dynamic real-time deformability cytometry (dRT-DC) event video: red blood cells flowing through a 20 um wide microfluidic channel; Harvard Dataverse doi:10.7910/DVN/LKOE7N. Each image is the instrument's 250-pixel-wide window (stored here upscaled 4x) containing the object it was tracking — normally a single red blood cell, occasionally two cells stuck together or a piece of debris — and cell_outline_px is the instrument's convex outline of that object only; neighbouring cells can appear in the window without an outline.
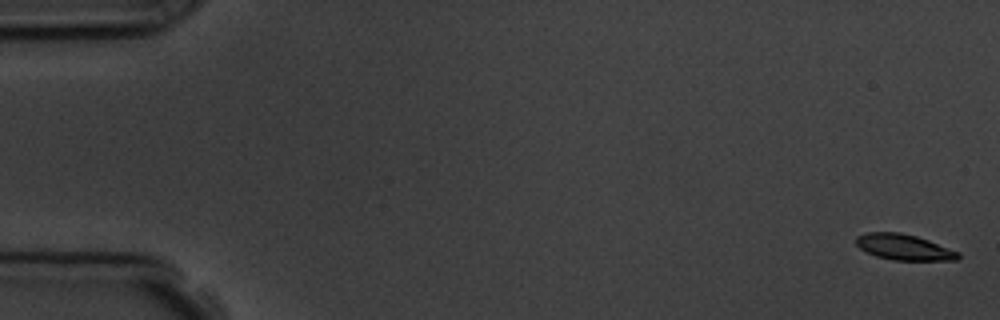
{"species": "common noctule bat (a hibernating species)", "species_latin": "Nyctalus noctula", "temperature_condition": "room temperature", "stored_images_in_passage": 5, "camera_frame_rate_fps": 3000, "um_per_image_px": 0.085, "animal": {"sex": "male", "body_mass_g": 19.5, "forearm_length_mm": 54.6}, "frame": {"image": 1, "passage_image": 1, "time_ms": 0.0, "image_size_px": [1000, 320], "cell_outline_px": [[960, 256], [956, 260], [892, 260], [876, 256], [860, 248], [856, 244], [856, 236], [868, 232], [900, 232], [916, 236], [928, 240], [960, 252]], "centroid_in_image_um": [76.83, 21.0], "position_along_channel_um": 8.2, "area_um2": 15.26}}
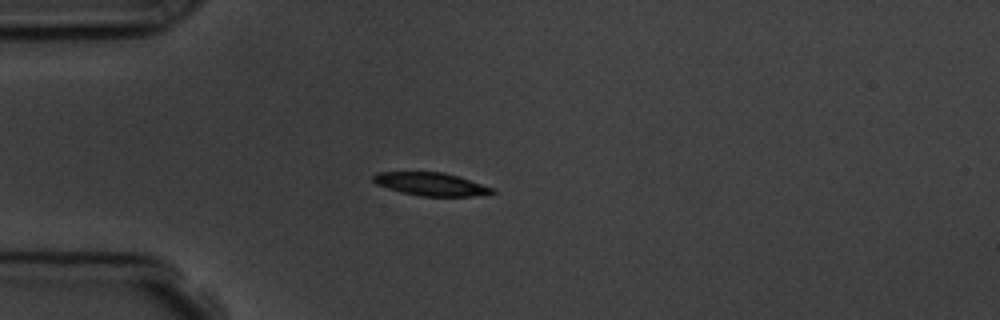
{"frame": {"image": 2, "passage_image": 5, "time_ms": 4.667, "image_size_px": [1000, 320], "cell_outline_px": [[496, 192], [488, 196], [420, 196], [388, 188], [376, 184], [372, 180], [372, 176], [376, 172], [444, 172], [496, 188]], "centroid_in_image_um": [36.7, 15.65], "position_along_channel_um": 48.3, "area_um2": 16.13}}